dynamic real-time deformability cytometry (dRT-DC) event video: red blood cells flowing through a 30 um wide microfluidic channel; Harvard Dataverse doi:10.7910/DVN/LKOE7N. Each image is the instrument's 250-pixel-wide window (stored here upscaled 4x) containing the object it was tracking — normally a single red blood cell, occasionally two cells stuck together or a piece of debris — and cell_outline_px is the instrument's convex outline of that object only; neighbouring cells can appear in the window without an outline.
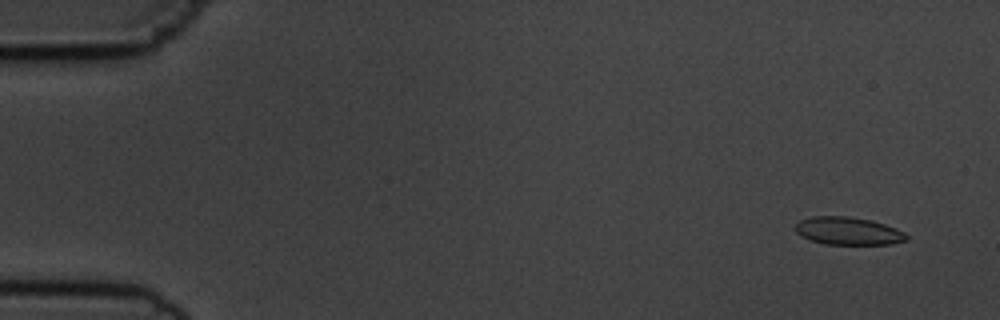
{"species": "common noctule bat (a hibernating species)", "species_latin": "Nyctalus noctula", "temperature_condition": "cold", "stored_images_in_passage": 6, "camera_frame_rate_fps": 3000, "um_per_image_px": 0.085, "animal": {"sex": "male", "body_mass_g": 19.5, "forearm_length_mm": 54.6}, "frame": {"image": 1, "passage_image": 1, "time_ms": 0.0, "image_size_px": [1000, 320], "cell_outline_px": [[908, 240], [892, 244], [824, 244], [812, 240], [796, 232], [796, 224], [800, 220], [812, 216], [848, 216], [872, 220], [896, 228], [904, 232], [908, 236]], "centroid_in_image_um": [72.13, 19.63], "position_along_channel_um": 12.9, "area_um2": 17.92}}
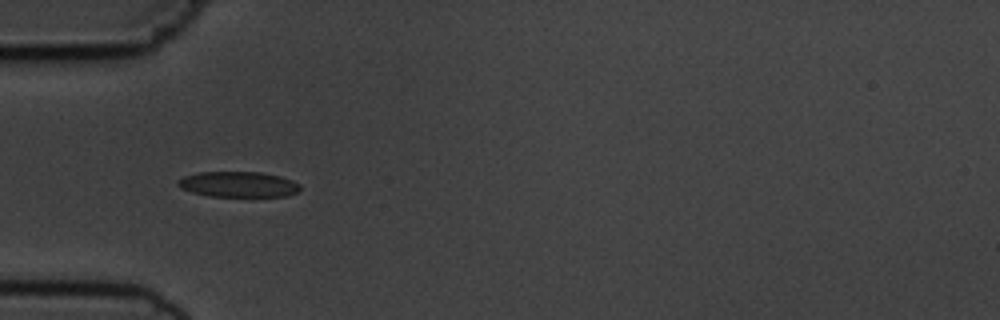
{"frame": {"image": 2, "passage_image": 5, "time_ms": 4.667, "image_size_px": [1000, 320], "cell_outline_px": [[300, 188], [296, 192], [288, 196], [212, 196], [192, 192], [180, 188], [176, 184], [176, 180], [184, 176], [196, 172], [260, 172], [280, 176], [292, 180], [300, 184]], "centroid_in_image_um": [20.23, 15.66], "position_along_channel_um": 64.8, "area_um2": 18.21}}
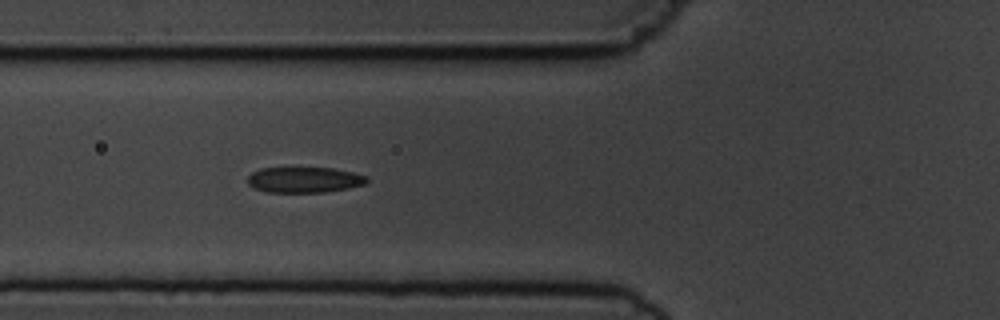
{"frame": {"image": 3, "passage_image": 6, "time_ms": 5.667, "image_size_px": [1000, 320], "cell_outline_px": [[368, 180], [364, 184], [348, 188], [324, 192], [268, 192], [256, 188], [248, 184], [248, 176], [252, 172], [260, 168], [332, 168], [352, 172], [368, 176]], "centroid_in_image_um": [25.87, 15.28], "position_along_channel_um": 99.9, "area_um2": 17.69}}